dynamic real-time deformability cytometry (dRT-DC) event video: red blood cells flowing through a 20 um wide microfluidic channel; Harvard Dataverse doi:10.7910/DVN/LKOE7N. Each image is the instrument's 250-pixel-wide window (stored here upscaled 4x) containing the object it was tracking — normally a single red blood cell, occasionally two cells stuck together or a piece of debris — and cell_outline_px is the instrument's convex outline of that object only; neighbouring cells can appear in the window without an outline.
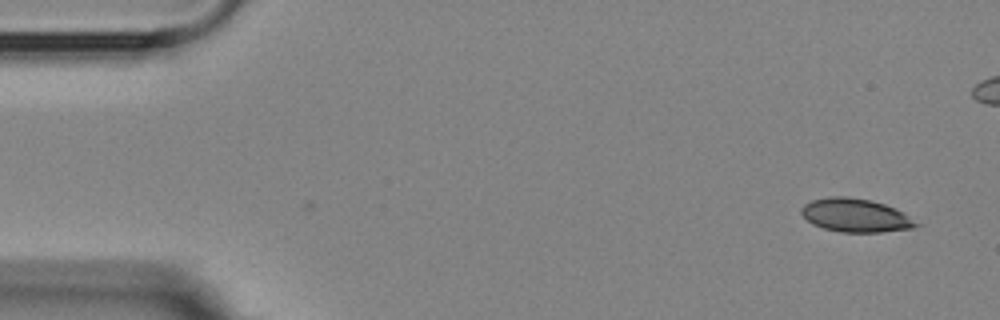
{"species": "Egyptian fruit bat (a non-hibernating species)", "species_latin": "Rousettus aegyptiacus", "temperature_condition": "room temperature", "stored_images_in_passage": 2, "camera_frame_rate_fps": 3000, "um_per_image_px": 0.085, "animal": {"sex": "female"}, "frame": {"image": 1, "passage_image": 2, "time_ms": 1.333, "image_size_px": [1000, 320], "cell_outline_px": [[920, 224], [912, 228], [880, 232], [840, 232], [824, 228], [812, 224], [800, 212], [800, 208], [804, 204], [812, 200], [828, 196], [844, 196], [868, 200], [884, 204], [908, 216]], "centroid_in_image_um": [72.66, 18.3], "position_along_channel_um": 12.3, "area_um2": 22.02}}